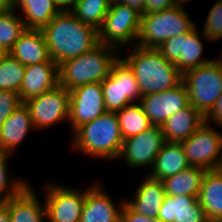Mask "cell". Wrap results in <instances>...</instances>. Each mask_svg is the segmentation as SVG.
Here are the masks:
<instances>
[{"label":"cell","instance_id":"obj_1","mask_svg":"<svg viewBox=\"0 0 222 222\" xmlns=\"http://www.w3.org/2000/svg\"><path fill=\"white\" fill-rule=\"evenodd\" d=\"M50 58L57 64L79 57L98 42V30L81 22L71 11H60L43 29Z\"/></svg>","mask_w":222,"mask_h":222},{"label":"cell","instance_id":"obj_2","mask_svg":"<svg viewBox=\"0 0 222 222\" xmlns=\"http://www.w3.org/2000/svg\"><path fill=\"white\" fill-rule=\"evenodd\" d=\"M120 58L133 71L142 95L164 92L177 87L183 81V74L176 65L168 61L156 48L133 45L125 51L122 50Z\"/></svg>","mask_w":222,"mask_h":222},{"label":"cell","instance_id":"obj_3","mask_svg":"<svg viewBox=\"0 0 222 222\" xmlns=\"http://www.w3.org/2000/svg\"><path fill=\"white\" fill-rule=\"evenodd\" d=\"M123 137L116 112H106L78 127L71 136L70 149L100 161H117L123 147Z\"/></svg>","mask_w":222,"mask_h":222},{"label":"cell","instance_id":"obj_4","mask_svg":"<svg viewBox=\"0 0 222 222\" xmlns=\"http://www.w3.org/2000/svg\"><path fill=\"white\" fill-rule=\"evenodd\" d=\"M119 57L117 49L99 43L79 57L58 65L59 85L71 91L81 85L102 82Z\"/></svg>","mask_w":222,"mask_h":222},{"label":"cell","instance_id":"obj_5","mask_svg":"<svg viewBox=\"0 0 222 222\" xmlns=\"http://www.w3.org/2000/svg\"><path fill=\"white\" fill-rule=\"evenodd\" d=\"M189 15L185 8L177 6L161 12L141 15L136 45L141 48L157 49L170 37L190 32L198 24Z\"/></svg>","mask_w":222,"mask_h":222},{"label":"cell","instance_id":"obj_6","mask_svg":"<svg viewBox=\"0 0 222 222\" xmlns=\"http://www.w3.org/2000/svg\"><path fill=\"white\" fill-rule=\"evenodd\" d=\"M219 54L209 63L183 74L182 82L188 92L189 104L204 117L211 111L222 94V54L220 52Z\"/></svg>","mask_w":222,"mask_h":222},{"label":"cell","instance_id":"obj_7","mask_svg":"<svg viewBox=\"0 0 222 222\" xmlns=\"http://www.w3.org/2000/svg\"><path fill=\"white\" fill-rule=\"evenodd\" d=\"M141 14L127 5L111 1L101 28L98 42L119 52L136 45L140 31Z\"/></svg>","mask_w":222,"mask_h":222},{"label":"cell","instance_id":"obj_8","mask_svg":"<svg viewBox=\"0 0 222 222\" xmlns=\"http://www.w3.org/2000/svg\"><path fill=\"white\" fill-rule=\"evenodd\" d=\"M220 129L222 127L205 121L189 138L180 142L190 166L206 171L222 168Z\"/></svg>","mask_w":222,"mask_h":222},{"label":"cell","instance_id":"obj_9","mask_svg":"<svg viewBox=\"0 0 222 222\" xmlns=\"http://www.w3.org/2000/svg\"><path fill=\"white\" fill-rule=\"evenodd\" d=\"M205 42H212L200 32L198 26L188 33L170 37L157 50L184 74L200 65L209 63L213 58H205ZM205 49V50H204Z\"/></svg>","mask_w":222,"mask_h":222},{"label":"cell","instance_id":"obj_10","mask_svg":"<svg viewBox=\"0 0 222 222\" xmlns=\"http://www.w3.org/2000/svg\"><path fill=\"white\" fill-rule=\"evenodd\" d=\"M42 196L47 222H80L85 202V189L46 180Z\"/></svg>","mask_w":222,"mask_h":222},{"label":"cell","instance_id":"obj_11","mask_svg":"<svg viewBox=\"0 0 222 222\" xmlns=\"http://www.w3.org/2000/svg\"><path fill=\"white\" fill-rule=\"evenodd\" d=\"M101 85L107 112H117L131 103H139L143 96L133 71L120 57Z\"/></svg>","mask_w":222,"mask_h":222},{"label":"cell","instance_id":"obj_12","mask_svg":"<svg viewBox=\"0 0 222 222\" xmlns=\"http://www.w3.org/2000/svg\"><path fill=\"white\" fill-rule=\"evenodd\" d=\"M30 111L36 131L47 130L63 121H68L70 91L58 85L24 102Z\"/></svg>","mask_w":222,"mask_h":222},{"label":"cell","instance_id":"obj_13","mask_svg":"<svg viewBox=\"0 0 222 222\" xmlns=\"http://www.w3.org/2000/svg\"><path fill=\"white\" fill-rule=\"evenodd\" d=\"M165 142L161 126L153 125L140 134L125 139L118 160H122L130 169H149L145 172L147 175Z\"/></svg>","mask_w":222,"mask_h":222},{"label":"cell","instance_id":"obj_14","mask_svg":"<svg viewBox=\"0 0 222 222\" xmlns=\"http://www.w3.org/2000/svg\"><path fill=\"white\" fill-rule=\"evenodd\" d=\"M101 82L75 87L70 91L68 122L71 134L80 126L106 113Z\"/></svg>","mask_w":222,"mask_h":222},{"label":"cell","instance_id":"obj_15","mask_svg":"<svg viewBox=\"0 0 222 222\" xmlns=\"http://www.w3.org/2000/svg\"><path fill=\"white\" fill-rule=\"evenodd\" d=\"M139 103L151 123L161 126L170 116L189 104V97L182 82L164 92L145 94Z\"/></svg>","mask_w":222,"mask_h":222},{"label":"cell","instance_id":"obj_16","mask_svg":"<svg viewBox=\"0 0 222 222\" xmlns=\"http://www.w3.org/2000/svg\"><path fill=\"white\" fill-rule=\"evenodd\" d=\"M101 183L94 181L85 188V202L80 222H120L125 198L115 202Z\"/></svg>","mask_w":222,"mask_h":222},{"label":"cell","instance_id":"obj_17","mask_svg":"<svg viewBox=\"0 0 222 222\" xmlns=\"http://www.w3.org/2000/svg\"><path fill=\"white\" fill-rule=\"evenodd\" d=\"M59 85L58 65L50 58L40 64L26 66L19 97L22 103L40 96Z\"/></svg>","mask_w":222,"mask_h":222},{"label":"cell","instance_id":"obj_18","mask_svg":"<svg viewBox=\"0 0 222 222\" xmlns=\"http://www.w3.org/2000/svg\"><path fill=\"white\" fill-rule=\"evenodd\" d=\"M34 129L31 114L22 103L0 127V152L15 156L18 147Z\"/></svg>","mask_w":222,"mask_h":222},{"label":"cell","instance_id":"obj_19","mask_svg":"<svg viewBox=\"0 0 222 222\" xmlns=\"http://www.w3.org/2000/svg\"><path fill=\"white\" fill-rule=\"evenodd\" d=\"M130 198H125V203L136 213L156 218L163 204L166 192L161 180L143 175L139 186L134 189Z\"/></svg>","mask_w":222,"mask_h":222},{"label":"cell","instance_id":"obj_20","mask_svg":"<svg viewBox=\"0 0 222 222\" xmlns=\"http://www.w3.org/2000/svg\"><path fill=\"white\" fill-rule=\"evenodd\" d=\"M31 184L4 202L8 206L10 222H47L44 199L40 200Z\"/></svg>","mask_w":222,"mask_h":222},{"label":"cell","instance_id":"obj_21","mask_svg":"<svg viewBox=\"0 0 222 222\" xmlns=\"http://www.w3.org/2000/svg\"><path fill=\"white\" fill-rule=\"evenodd\" d=\"M204 122L205 117L194 106L188 104L161 125L164 140L180 143L189 138Z\"/></svg>","mask_w":222,"mask_h":222},{"label":"cell","instance_id":"obj_22","mask_svg":"<svg viewBox=\"0 0 222 222\" xmlns=\"http://www.w3.org/2000/svg\"><path fill=\"white\" fill-rule=\"evenodd\" d=\"M8 53L24 66L40 64L50 59L42 30L26 29Z\"/></svg>","mask_w":222,"mask_h":222},{"label":"cell","instance_id":"obj_23","mask_svg":"<svg viewBox=\"0 0 222 222\" xmlns=\"http://www.w3.org/2000/svg\"><path fill=\"white\" fill-rule=\"evenodd\" d=\"M198 202L208 222L222 219V168L205 172Z\"/></svg>","mask_w":222,"mask_h":222},{"label":"cell","instance_id":"obj_24","mask_svg":"<svg viewBox=\"0 0 222 222\" xmlns=\"http://www.w3.org/2000/svg\"><path fill=\"white\" fill-rule=\"evenodd\" d=\"M189 167L190 164L184 154L181 143L165 142L156 156L151 171L147 175L152 179L162 181Z\"/></svg>","mask_w":222,"mask_h":222},{"label":"cell","instance_id":"obj_25","mask_svg":"<svg viewBox=\"0 0 222 222\" xmlns=\"http://www.w3.org/2000/svg\"><path fill=\"white\" fill-rule=\"evenodd\" d=\"M14 10L34 30H42L60 12L55 0H14Z\"/></svg>","mask_w":222,"mask_h":222},{"label":"cell","instance_id":"obj_26","mask_svg":"<svg viewBox=\"0 0 222 222\" xmlns=\"http://www.w3.org/2000/svg\"><path fill=\"white\" fill-rule=\"evenodd\" d=\"M206 170L201 167L189 168L162 180L166 195L198 197Z\"/></svg>","mask_w":222,"mask_h":222},{"label":"cell","instance_id":"obj_27","mask_svg":"<svg viewBox=\"0 0 222 222\" xmlns=\"http://www.w3.org/2000/svg\"><path fill=\"white\" fill-rule=\"evenodd\" d=\"M116 114L124 140L136 136L153 126L140 103H131L117 111Z\"/></svg>","mask_w":222,"mask_h":222},{"label":"cell","instance_id":"obj_28","mask_svg":"<svg viewBox=\"0 0 222 222\" xmlns=\"http://www.w3.org/2000/svg\"><path fill=\"white\" fill-rule=\"evenodd\" d=\"M204 211L194 196L166 195L156 217L160 222H174L182 212Z\"/></svg>","mask_w":222,"mask_h":222},{"label":"cell","instance_id":"obj_29","mask_svg":"<svg viewBox=\"0 0 222 222\" xmlns=\"http://www.w3.org/2000/svg\"><path fill=\"white\" fill-rule=\"evenodd\" d=\"M110 5L111 0H77L71 12L84 24L99 30Z\"/></svg>","mask_w":222,"mask_h":222},{"label":"cell","instance_id":"obj_30","mask_svg":"<svg viewBox=\"0 0 222 222\" xmlns=\"http://www.w3.org/2000/svg\"><path fill=\"white\" fill-rule=\"evenodd\" d=\"M26 66L10 53L0 58V90H9L19 94Z\"/></svg>","mask_w":222,"mask_h":222},{"label":"cell","instance_id":"obj_31","mask_svg":"<svg viewBox=\"0 0 222 222\" xmlns=\"http://www.w3.org/2000/svg\"><path fill=\"white\" fill-rule=\"evenodd\" d=\"M26 29L16 10L0 13V46L8 53Z\"/></svg>","mask_w":222,"mask_h":222},{"label":"cell","instance_id":"obj_32","mask_svg":"<svg viewBox=\"0 0 222 222\" xmlns=\"http://www.w3.org/2000/svg\"><path fill=\"white\" fill-rule=\"evenodd\" d=\"M11 155L0 152V202H5L8 199L18 195L29 183L26 178L15 175L11 177L12 170L9 164ZM9 165V166H8Z\"/></svg>","mask_w":222,"mask_h":222},{"label":"cell","instance_id":"obj_33","mask_svg":"<svg viewBox=\"0 0 222 222\" xmlns=\"http://www.w3.org/2000/svg\"><path fill=\"white\" fill-rule=\"evenodd\" d=\"M204 20L201 32L215 44L222 39V0H215Z\"/></svg>","mask_w":222,"mask_h":222},{"label":"cell","instance_id":"obj_34","mask_svg":"<svg viewBox=\"0 0 222 222\" xmlns=\"http://www.w3.org/2000/svg\"><path fill=\"white\" fill-rule=\"evenodd\" d=\"M21 104L18 93L0 90V127Z\"/></svg>","mask_w":222,"mask_h":222},{"label":"cell","instance_id":"obj_35","mask_svg":"<svg viewBox=\"0 0 222 222\" xmlns=\"http://www.w3.org/2000/svg\"><path fill=\"white\" fill-rule=\"evenodd\" d=\"M120 222H160L156 218H151L134 212L126 203H124L121 215Z\"/></svg>","mask_w":222,"mask_h":222},{"label":"cell","instance_id":"obj_36","mask_svg":"<svg viewBox=\"0 0 222 222\" xmlns=\"http://www.w3.org/2000/svg\"><path fill=\"white\" fill-rule=\"evenodd\" d=\"M173 0H145L144 14H152L172 8Z\"/></svg>","mask_w":222,"mask_h":222},{"label":"cell","instance_id":"obj_37","mask_svg":"<svg viewBox=\"0 0 222 222\" xmlns=\"http://www.w3.org/2000/svg\"><path fill=\"white\" fill-rule=\"evenodd\" d=\"M205 121L222 127V94L216 100L211 111L205 116Z\"/></svg>","mask_w":222,"mask_h":222},{"label":"cell","instance_id":"obj_38","mask_svg":"<svg viewBox=\"0 0 222 222\" xmlns=\"http://www.w3.org/2000/svg\"><path fill=\"white\" fill-rule=\"evenodd\" d=\"M174 222H208L204 211L182 212Z\"/></svg>","mask_w":222,"mask_h":222},{"label":"cell","instance_id":"obj_39","mask_svg":"<svg viewBox=\"0 0 222 222\" xmlns=\"http://www.w3.org/2000/svg\"><path fill=\"white\" fill-rule=\"evenodd\" d=\"M114 1L132 7L133 9L138 11L141 15L144 14L145 0H114Z\"/></svg>","mask_w":222,"mask_h":222},{"label":"cell","instance_id":"obj_40","mask_svg":"<svg viewBox=\"0 0 222 222\" xmlns=\"http://www.w3.org/2000/svg\"><path fill=\"white\" fill-rule=\"evenodd\" d=\"M77 0H55V3L60 11H71Z\"/></svg>","mask_w":222,"mask_h":222},{"label":"cell","instance_id":"obj_41","mask_svg":"<svg viewBox=\"0 0 222 222\" xmlns=\"http://www.w3.org/2000/svg\"><path fill=\"white\" fill-rule=\"evenodd\" d=\"M0 222H10L8 206L4 202H0Z\"/></svg>","mask_w":222,"mask_h":222},{"label":"cell","instance_id":"obj_42","mask_svg":"<svg viewBox=\"0 0 222 222\" xmlns=\"http://www.w3.org/2000/svg\"><path fill=\"white\" fill-rule=\"evenodd\" d=\"M14 9V0H0V13Z\"/></svg>","mask_w":222,"mask_h":222},{"label":"cell","instance_id":"obj_43","mask_svg":"<svg viewBox=\"0 0 222 222\" xmlns=\"http://www.w3.org/2000/svg\"><path fill=\"white\" fill-rule=\"evenodd\" d=\"M173 1L175 6L185 8V4L192 0H173Z\"/></svg>","mask_w":222,"mask_h":222},{"label":"cell","instance_id":"obj_44","mask_svg":"<svg viewBox=\"0 0 222 222\" xmlns=\"http://www.w3.org/2000/svg\"><path fill=\"white\" fill-rule=\"evenodd\" d=\"M7 52L0 46V58H2Z\"/></svg>","mask_w":222,"mask_h":222}]
</instances>
